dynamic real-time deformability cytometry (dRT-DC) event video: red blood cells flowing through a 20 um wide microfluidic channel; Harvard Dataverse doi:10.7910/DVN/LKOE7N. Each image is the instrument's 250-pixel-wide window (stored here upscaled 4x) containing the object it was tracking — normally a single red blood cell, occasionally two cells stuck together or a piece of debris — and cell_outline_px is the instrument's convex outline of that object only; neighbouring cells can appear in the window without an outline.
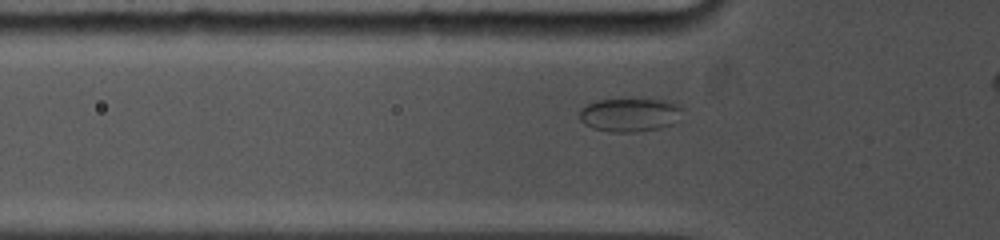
{"species": "common noctule bat (a hibernating species)", "species_latin": "Nyctalus noctula", "temperature_condition": "cold", "stored_images_in_passage": 50, "segment_of_instrument_passage": [1, 2], "camera_frame_rate_fps": 5000, "um_per_image_px": 0.085, "animal": {"sex": "female", "body_mass_g": 19.0, "forearm_length_mm": 53.3}, "frame": {"image": 1, "passage_image": 10, "time_ms": 3.0, "image_size_px": [1000, 240], "cell_outline_px": [[680, 108], [672, 124], [660, 128], [636, 132], [608, 132], [592, 128], [584, 124], [580, 120], [580, 108], [596, 100], [664, 100], [680, 104]], "centroid_in_image_um": [53.45, 9.77], "position_along_channel_um": 72.4, "area_um2": 19.77}}
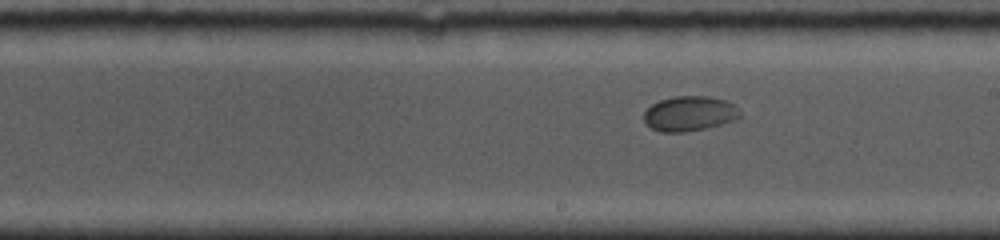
{"frame": {"image": 2, "passage_image": 27, "time_ms": 7.2, "image_size_px": [1000, 240], "cell_outline_px": [[740, 116], [732, 120], [708, 128], [684, 132], [660, 132], [652, 128], [644, 120], [644, 112], [652, 104], [660, 100], [672, 96], [708, 96], [724, 100], [732, 104], [740, 112]], "centroid_in_image_um": [58.57, 9.65], "position_along_channel_um": 230.4, "area_um2": 19.36}}
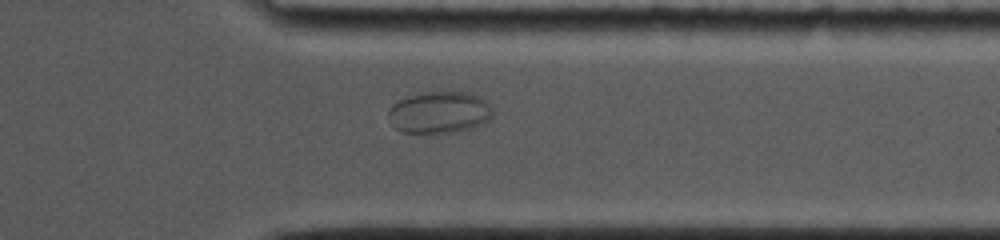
{"frame": {"image": 3, "passage_image": 44, "time_ms": 11.0, "image_size_px": [1000, 240], "cell_outline_px": [[492, 116], [488, 120], [472, 128], [460, 132], [400, 132], [392, 124], [388, 116], [388, 112], [392, 104], [400, 100], [424, 92], [468, 92], [480, 96], [492, 108]], "centroid_in_image_um": [37.36, 9.55], "position_along_channel_um": 374.0, "area_um2": 25.2}}